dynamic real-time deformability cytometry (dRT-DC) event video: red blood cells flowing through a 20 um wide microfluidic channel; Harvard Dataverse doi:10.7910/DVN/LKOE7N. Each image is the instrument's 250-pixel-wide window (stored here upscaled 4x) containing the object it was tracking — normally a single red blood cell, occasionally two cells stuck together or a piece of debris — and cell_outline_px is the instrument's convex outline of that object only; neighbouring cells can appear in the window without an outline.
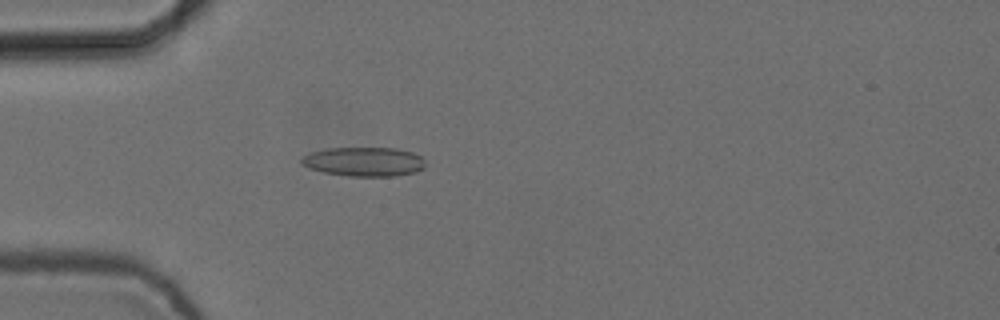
{"species": "common noctule bat (a hibernating species)", "species_latin": "Nyctalus noctula", "temperature_condition": "cold", "stored_images_in_passage": 4, "camera_frame_rate_fps": 3000, "um_per_image_px": 0.085, "animal": {"sex": "female", "body_mass_g": 24.6, "forearm_length_mm": 56.2}, "frame": {"image": 1, "passage_image": 4, "time_ms": 1.0, "image_size_px": [1000, 320], "cell_outline_px": [[424, 168], [416, 172], [396, 176], [348, 176], [324, 172], [308, 168], [300, 164], [300, 160], [304, 156], [312, 152], [328, 148], [396, 148], [412, 152], [420, 156], [424, 160]], "centroid_in_image_um": [30.94, 13.75], "position_along_channel_um": 54.1, "area_um2": 21.1}}